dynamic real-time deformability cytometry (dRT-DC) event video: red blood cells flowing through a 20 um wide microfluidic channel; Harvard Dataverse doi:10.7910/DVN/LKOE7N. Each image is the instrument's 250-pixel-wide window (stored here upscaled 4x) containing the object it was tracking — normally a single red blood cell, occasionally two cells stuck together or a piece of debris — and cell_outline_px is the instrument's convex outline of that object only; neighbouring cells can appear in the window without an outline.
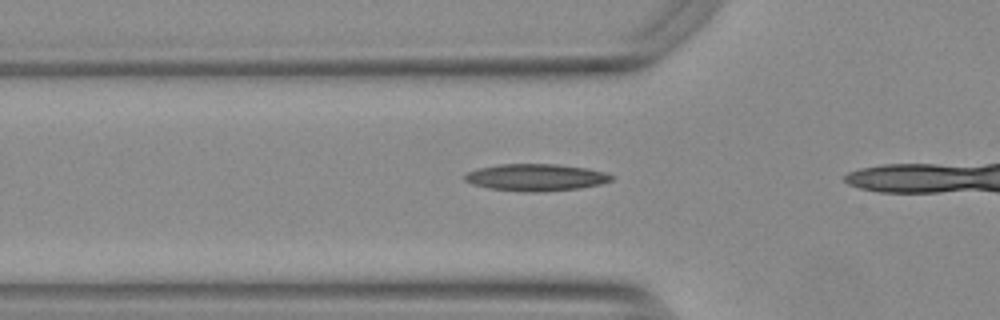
{"species": "Egyptian fruit bat (a non-hibernating species)", "species_latin": "Rousettus aegyptiacus", "temperature_condition": "warm", "stored_images_in_passage": 17, "camera_frame_rate_fps": 3000, "um_per_image_px": 0.085, "animal": {"sex": "female"}, "frame": {"image": 1, "passage_image": 12, "time_ms": 3.667, "image_size_px": [1000, 320], "cell_outline_px": [[612, 180], [600, 184], [580, 188], [536, 192], [524, 192], [488, 188], [472, 184], [464, 180], [464, 176], [468, 172], [480, 168], [500, 164], [556, 164], [588, 168], [604, 172], [612, 176]], "centroid_in_image_um": [45.54, 15.08], "position_along_channel_um": 80.3, "area_um2": 22.95}}
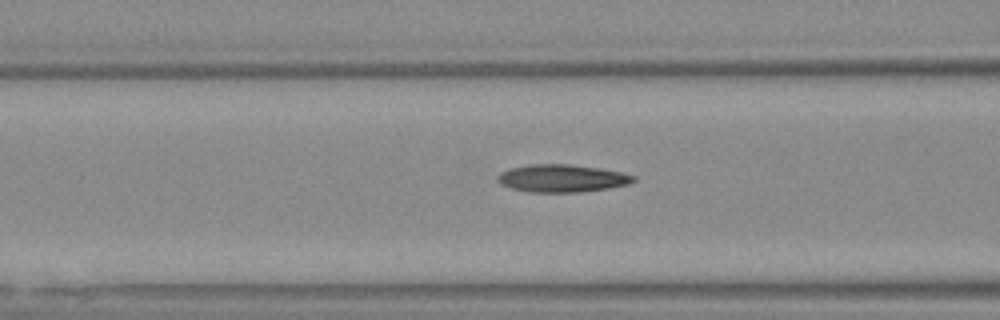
{"frame": {"image": 2, "passage_image": 15, "time_ms": 4.667, "image_size_px": [1000, 320], "cell_outline_px": [[636, 180], [628, 184], [608, 188], [580, 192], [528, 192], [512, 188], [500, 184], [496, 180], [496, 176], [500, 172], [508, 168], [532, 164], [568, 164], [600, 168], [620, 172], [636, 176]], "centroid_in_image_um": [47.73, 15.15], "position_along_channel_um": 118.9, "area_um2": 21.96}}